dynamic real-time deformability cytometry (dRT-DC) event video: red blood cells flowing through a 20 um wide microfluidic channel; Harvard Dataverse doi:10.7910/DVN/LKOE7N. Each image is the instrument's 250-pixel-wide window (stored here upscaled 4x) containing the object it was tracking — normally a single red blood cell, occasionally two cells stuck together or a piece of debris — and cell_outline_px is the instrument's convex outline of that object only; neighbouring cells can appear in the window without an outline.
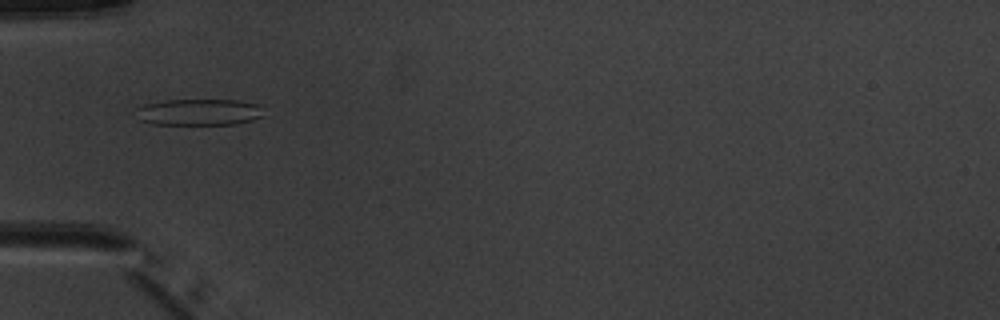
{"species": "common noctule bat (a hibernating species)", "species_latin": "Nyctalus noctula", "temperature_condition": "warm", "stored_images_in_passage": 5, "camera_frame_rate_fps": 3000, "um_per_image_px": 0.085, "animal": {"sex": "male", "body_mass_g": 20.1, "forearm_length_mm": 53.5}, "frame": {"image": 1, "passage_image": 4, "time_ms": 3.667, "image_size_px": [1000, 320], "cell_outline_px": [[264, 116], [252, 120], [236, 124], [152, 124], [140, 120], [136, 108], [144, 104], [164, 100], [236, 100], [256, 104]], "centroid_in_image_um": [16.88, 9.53], "position_along_channel_um": 68.1, "area_um2": 19.48}}